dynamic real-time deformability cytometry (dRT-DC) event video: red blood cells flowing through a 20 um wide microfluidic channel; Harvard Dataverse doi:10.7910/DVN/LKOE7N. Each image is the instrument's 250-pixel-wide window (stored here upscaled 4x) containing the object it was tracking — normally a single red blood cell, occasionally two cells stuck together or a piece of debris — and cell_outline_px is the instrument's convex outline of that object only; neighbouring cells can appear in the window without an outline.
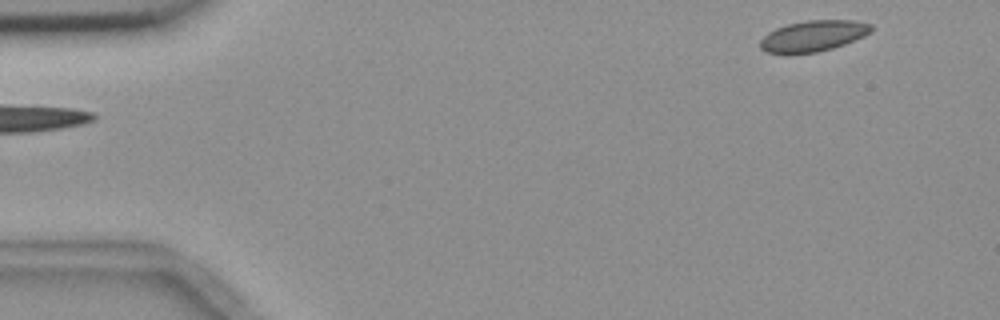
{"species": "common noctule bat (a hibernating species)", "species_latin": "Nyctalus noctula", "temperature_condition": "room temperature", "stored_images_in_passage": 4, "camera_frame_rate_fps": 3000, "um_per_image_px": 0.085, "animal": {"sex": "female", "body_mass_g": 18.4}, "frame": {"image": 1, "passage_image": 1, "time_ms": 0.0, "image_size_px": [1000, 320], "cell_outline_px": [[872, 32], [864, 36], [844, 44], [832, 48], [816, 52], [768, 52], [760, 48], [760, 40], [768, 32], [776, 28], [788, 24], [808, 20], [856, 20], [872, 24]], "centroid_in_image_um": [69.17, 3.03], "position_along_channel_um": 15.8, "area_um2": 19.71}}
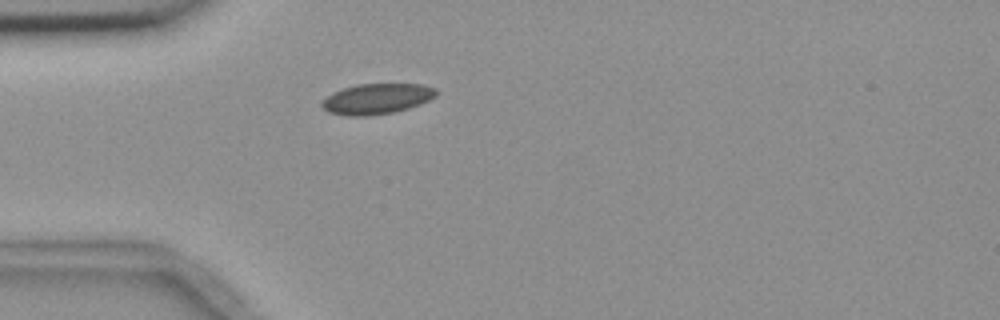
{"frame": {"image": 2, "passage_image": 4, "time_ms": 3.667, "image_size_px": [1000, 320], "cell_outline_px": [[436, 96], [420, 104], [408, 108], [392, 112], [368, 116], [348, 116], [328, 112], [320, 104], [332, 92], [356, 84], [424, 84], [436, 88]], "centroid_in_image_um": [32.03, 8.39], "position_along_channel_um": 53.0, "area_um2": 20.23}}